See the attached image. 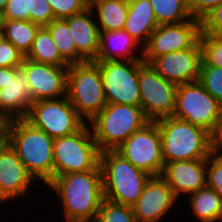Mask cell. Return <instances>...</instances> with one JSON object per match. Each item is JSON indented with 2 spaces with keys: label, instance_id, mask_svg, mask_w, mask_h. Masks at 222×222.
Segmentation results:
<instances>
[{
  "label": "cell",
  "instance_id": "cell-1",
  "mask_svg": "<svg viewBox=\"0 0 222 222\" xmlns=\"http://www.w3.org/2000/svg\"><path fill=\"white\" fill-rule=\"evenodd\" d=\"M46 186L60 200L65 222H94L104 200L103 175L96 169L54 177Z\"/></svg>",
  "mask_w": 222,
  "mask_h": 222
},
{
  "label": "cell",
  "instance_id": "cell-2",
  "mask_svg": "<svg viewBox=\"0 0 222 222\" xmlns=\"http://www.w3.org/2000/svg\"><path fill=\"white\" fill-rule=\"evenodd\" d=\"M53 141L24 118L13 119L8 143L34 179L46 185L54 178Z\"/></svg>",
  "mask_w": 222,
  "mask_h": 222
},
{
  "label": "cell",
  "instance_id": "cell-3",
  "mask_svg": "<svg viewBox=\"0 0 222 222\" xmlns=\"http://www.w3.org/2000/svg\"><path fill=\"white\" fill-rule=\"evenodd\" d=\"M104 199L132 207L142 194L151 175L136 168L115 150L100 154Z\"/></svg>",
  "mask_w": 222,
  "mask_h": 222
},
{
  "label": "cell",
  "instance_id": "cell-4",
  "mask_svg": "<svg viewBox=\"0 0 222 222\" xmlns=\"http://www.w3.org/2000/svg\"><path fill=\"white\" fill-rule=\"evenodd\" d=\"M156 122L161 133L164 164L208 159L212 154L210 134L204 129L173 116Z\"/></svg>",
  "mask_w": 222,
  "mask_h": 222
},
{
  "label": "cell",
  "instance_id": "cell-5",
  "mask_svg": "<svg viewBox=\"0 0 222 222\" xmlns=\"http://www.w3.org/2000/svg\"><path fill=\"white\" fill-rule=\"evenodd\" d=\"M149 120L141 106L107 104L89 123L100 151L115 150Z\"/></svg>",
  "mask_w": 222,
  "mask_h": 222
},
{
  "label": "cell",
  "instance_id": "cell-6",
  "mask_svg": "<svg viewBox=\"0 0 222 222\" xmlns=\"http://www.w3.org/2000/svg\"><path fill=\"white\" fill-rule=\"evenodd\" d=\"M67 98L78 115L88 122L107 105L100 69L95 61L69 65Z\"/></svg>",
  "mask_w": 222,
  "mask_h": 222
},
{
  "label": "cell",
  "instance_id": "cell-7",
  "mask_svg": "<svg viewBox=\"0 0 222 222\" xmlns=\"http://www.w3.org/2000/svg\"><path fill=\"white\" fill-rule=\"evenodd\" d=\"M101 151L87 123L76 133L53 141L54 177L96 169Z\"/></svg>",
  "mask_w": 222,
  "mask_h": 222
},
{
  "label": "cell",
  "instance_id": "cell-8",
  "mask_svg": "<svg viewBox=\"0 0 222 222\" xmlns=\"http://www.w3.org/2000/svg\"><path fill=\"white\" fill-rule=\"evenodd\" d=\"M221 113L222 106L199 81L177 86L173 117L196 125L211 134Z\"/></svg>",
  "mask_w": 222,
  "mask_h": 222
},
{
  "label": "cell",
  "instance_id": "cell-9",
  "mask_svg": "<svg viewBox=\"0 0 222 222\" xmlns=\"http://www.w3.org/2000/svg\"><path fill=\"white\" fill-rule=\"evenodd\" d=\"M24 119L52 139L72 135L86 124L67 96L33 102Z\"/></svg>",
  "mask_w": 222,
  "mask_h": 222
},
{
  "label": "cell",
  "instance_id": "cell-10",
  "mask_svg": "<svg viewBox=\"0 0 222 222\" xmlns=\"http://www.w3.org/2000/svg\"><path fill=\"white\" fill-rule=\"evenodd\" d=\"M100 69L107 104L140 106L139 60L95 61Z\"/></svg>",
  "mask_w": 222,
  "mask_h": 222
},
{
  "label": "cell",
  "instance_id": "cell-11",
  "mask_svg": "<svg viewBox=\"0 0 222 222\" xmlns=\"http://www.w3.org/2000/svg\"><path fill=\"white\" fill-rule=\"evenodd\" d=\"M115 151L151 176H160L163 171L161 133L156 121H149Z\"/></svg>",
  "mask_w": 222,
  "mask_h": 222
},
{
  "label": "cell",
  "instance_id": "cell-12",
  "mask_svg": "<svg viewBox=\"0 0 222 222\" xmlns=\"http://www.w3.org/2000/svg\"><path fill=\"white\" fill-rule=\"evenodd\" d=\"M140 106L149 121L173 116L177 85L165 80L151 64L139 65Z\"/></svg>",
  "mask_w": 222,
  "mask_h": 222
},
{
  "label": "cell",
  "instance_id": "cell-13",
  "mask_svg": "<svg viewBox=\"0 0 222 222\" xmlns=\"http://www.w3.org/2000/svg\"><path fill=\"white\" fill-rule=\"evenodd\" d=\"M201 33V21L194 19L179 24L159 25L143 47L142 60L150 64L155 58L190 48Z\"/></svg>",
  "mask_w": 222,
  "mask_h": 222
},
{
  "label": "cell",
  "instance_id": "cell-14",
  "mask_svg": "<svg viewBox=\"0 0 222 222\" xmlns=\"http://www.w3.org/2000/svg\"><path fill=\"white\" fill-rule=\"evenodd\" d=\"M68 67L39 63L24 58L20 68L26 75L32 103L67 96Z\"/></svg>",
  "mask_w": 222,
  "mask_h": 222
},
{
  "label": "cell",
  "instance_id": "cell-15",
  "mask_svg": "<svg viewBox=\"0 0 222 222\" xmlns=\"http://www.w3.org/2000/svg\"><path fill=\"white\" fill-rule=\"evenodd\" d=\"M150 64L165 80L177 86L198 81L202 64L200 41L185 50L161 55Z\"/></svg>",
  "mask_w": 222,
  "mask_h": 222
},
{
  "label": "cell",
  "instance_id": "cell-16",
  "mask_svg": "<svg viewBox=\"0 0 222 222\" xmlns=\"http://www.w3.org/2000/svg\"><path fill=\"white\" fill-rule=\"evenodd\" d=\"M178 200L161 176H151L132 209L137 222H160Z\"/></svg>",
  "mask_w": 222,
  "mask_h": 222
},
{
  "label": "cell",
  "instance_id": "cell-17",
  "mask_svg": "<svg viewBox=\"0 0 222 222\" xmlns=\"http://www.w3.org/2000/svg\"><path fill=\"white\" fill-rule=\"evenodd\" d=\"M34 177L9 143L0 146V204L25 197Z\"/></svg>",
  "mask_w": 222,
  "mask_h": 222
},
{
  "label": "cell",
  "instance_id": "cell-18",
  "mask_svg": "<svg viewBox=\"0 0 222 222\" xmlns=\"http://www.w3.org/2000/svg\"><path fill=\"white\" fill-rule=\"evenodd\" d=\"M160 176L177 198L182 194L190 195L206 186V159L165 163Z\"/></svg>",
  "mask_w": 222,
  "mask_h": 222
},
{
  "label": "cell",
  "instance_id": "cell-19",
  "mask_svg": "<svg viewBox=\"0 0 222 222\" xmlns=\"http://www.w3.org/2000/svg\"><path fill=\"white\" fill-rule=\"evenodd\" d=\"M31 104V91L24 71L20 67H9V82L0 89V110L12 119H22Z\"/></svg>",
  "mask_w": 222,
  "mask_h": 222
},
{
  "label": "cell",
  "instance_id": "cell-20",
  "mask_svg": "<svg viewBox=\"0 0 222 222\" xmlns=\"http://www.w3.org/2000/svg\"><path fill=\"white\" fill-rule=\"evenodd\" d=\"M94 16L88 7L83 12L64 19L68 23L77 52L86 61H94L99 52L100 30Z\"/></svg>",
  "mask_w": 222,
  "mask_h": 222
},
{
  "label": "cell",
  "instance_id": "cell-21",
  "mask_svg": "<svg viewBox=\"0 0 222 222\" xmlns=\"http://www.w3.org/2000/svg\"><path fill=\"white\" fill-rule=\"evenodd\" d=\"M136 50L143 54V48L125 30L102 31L100 32L99 52L94 61L142 59L143 55H136Z\"/></svg>",
  "mask_w": 222,
  "mask_h": 222
},
{
  "label": "cell",
  "instance_id": "cell-22",
  "mask_svg": "<svg viewBox=\"0 0 222 222\" xmlns=\"http://www.w3.org/2000/svg\"><path fill=\"white\" fill-rule=\"evenodd\" d=\"M149 0H128V14L124 30L143 48L158 27Z\"/></svg>",
  "mask_w": 222,
  "mask_h": 222
},
{
  "label": "cell",
  "instance_id": "cell-23",
  "mask_svg": "<svg viewBox=\"0 0 222 222\" xmlns=\"http://www.w3.org/2000/svg\"><path fill=\"white\" fill-rule=\"evenodd\" d=\"M89 7L97 15L96 22L99 23L100 32L124 30L128 0H92L89 2Z\"/></svg>",
  "mask_w": 222,
  "mask_h": 222
},
{
  "label": "cell",
  "instance_id": "cell-24",
  "mask_svg": "<svg viewBox=\"0 0 222 222\" xmlns=\"http://www.w3.org/2000/svg\"><path fill=\"white\" fill-rule=\"evenodd\" d=\"M188 196L192 212L201 222L222 220V198L213 188L205 186Z\"/></svg>",
  "mask_w": 222,
  "mask_h": 222
},
{
  "label": "cell",
  "instance_id": "cell-25",
  "mask_svg": "<svg viewBox=\"0 0 222 222\" xmlns=\"http://www.w3.org/2000/svg\"><path fill=\"white\" fill-rule=\"evenodd\" d=\"M25 58L54 66H69L61 57L49 30L45 26L38 29L31 49Z\"/></svg>",
  "mask_w": 222,
  "mask_h": 222
},
{
  "label": "cell",
  "instance_id": "cell-26",
  "mask_svg": "<svg viewBox=\"0 0 222 222\" xmlns=\"http://www.w3.org/2000/svg\"><path fill=\"white\" fill-rule=\"evenodd\" d=\"M52 37L61 57L70 65L86 62V60L77 52L68 23L64 19H54L45 26Z\"/></svg>",
  "mask_w": 222,
  "mask_h": 222
},
{
  "label": "cell",
  "instance_id": "cell-27",
  "mask_svg": "<svg viewBox=\"0 0 222 222\" xmlns=\"http://www.w3.org/2000/svg\"><path fill=\"white\" fill-rule=\"evenodd\" d=\"M40 27L31 21L3 20L6 40L12 43L24 56L29 53Z\"/></svg>",
  "mask_w": 222,
  "mask_h": 222
},
{
  "label": "cell",
  "instance_id": "cell-28",
  "mask_svg": "<svg viewBox=\"0 0 222 222\" xmlns=\"http://www.w3.org/2000/svg\"><path fill=\"white\" fill-rule=\"evenodd\" d=\"M158 25L179 24L192 18L187 0H149Z\"/></svg>",
  "mask_w": 222,
  "mask_h": 222
},
{
  "label": "cell",
  "instance_id": "cell-29",
  "mask_svg": "<svg viewBox=\"0 0 222 222\" xmlns=\"http://www.w3.org/2000/svg\"><path fill=\"white\" fill-rule=\"evenodd\" d=\"M94 222H137V220L132 207L104 199Z\"/></svg>",
  "mask_w": 222,
  "mask_h": 222
},
{
  "label": "cell",
  "instance_id": "cell-30",
  "mask_svg": "<svg viewBox=\"0 0 222 222\" xmlns=\"http://www.w3.org/2000/svg\"><path fill=\"white\" fill-rule=\"evenodd\" d=\"M199 41L202 48L201 66L222 68V39L200 33Z\"/></svg>",
  "mask_w": 222,
  "mask_h": 222
},
{
  "label": "cell",
  "instance_id": "cell-31",
  "mask_svg": "<svg viewBox=\"0 0 222 222\" xmlns=\"http://www.w3.org/2000/svg\"><path fill=\"white\" fill-rule=\"evenodd\" d=\"M198 81L222 106V68L201 66Z\"/></svg>",
  "mask_w": 222,
  "mask_h": 222
},
{
  "label": "cell",
  "instance_id": "cell-32",
  "mask_svg": "<svg viewBox=\"0 0 222 222\" xmlns=\"http://www.w3.org/2000/svg\"><path fill=\"white\" fill-rule=\"evenodd\" d=\"M3 20H23L33 23V0H9L2 11Z\"/></svg>",
  "mask_w": 222,
  "mask_h": 222
},
{
  "label": "cell",
  "instance_id": "cell-33",
  "mask_svg": "<svg viewBox=\"0 0 222 222\" xmlns=\"http://www.w3.org/2000/svg\"><path fill=\"white\" fill-rule=\"evenodd\" d=\"M54 13V19H65L83 12L89 7L88 0H47Z\"/></svg>",
  "mask_w": 222,
  "mask_h": 222
},
{
  "label": "cell",
  "instance_id": "cell-34",
  "mask_svg": "<svg viewBox=\"0 0 222 222\" xmlns=\"http://www.w3.org/2000/svg\"><path fill=\"white\" fill-rule=\"evenodd\" d=\"M206 186L222 198V155L211 154L206 159Z\"/></svg>",
  "mask_w": 222,
  "mask_h": 222
},
{
  "label": "cell",
  "instance_id": "cell-35",
  "mask_svg": "<svg viewBox=\"0 0 222 222\" xmlns=\"http://www.w3.org/2000/svg\"><path fill=\"white\" fill-rule=\"evenodd\" d=\"M201 33L222 39V3L201 20Z\"/></svg>",
  "mask_w": 222,
  "mask_h": 222
},
{
  "label": "cell",
  "instance_id": "cell-36",
  "mask_svg": "<svg viewBox=\"0 0 222 222\" xmlns=\"http://www.w3.org/2000/svg\"><path fill=\"white\" fill-rule=\"evenodd\" d=\"M25 56L8 40L0 45V67H20Z\"/></svg>",
  "mask_w": 222,
  "mask_h": 222
},
{
  "label": "cell",
  "instance_id": "cell-37",
  "mask_svg": "<svg viewBox=\"0 0 222 222\" xmlns=\"http://www.w3.org/2000/svg\"><path fill=\"white\" fill-rule=\"evenodd\" d=\"M54 20V13L47 0H33V23L43 27Z\"/></svg>",
  "mask_w": 222,
  "mask_h": 222
},
{
  "label": "cell",
  "instance_id": "cell-38",
  "mask_svg": "<svg viewBox=\"0 0 222 222\" xmlns=\"http://www.w3.org/2000/svg\"><path fill=\"white\" fill-rule=\"evenodd\" d=\"M220 3L222 0H187L191 16L200 21Z\"/></svg>",
  "mask_w": 222,
  "mask_h": 222
},
{
  "label": "cell",
  "instance_id": "cell-39",
  "mask_svg": "<svg viewBox=\"0 0 222 222\" xmlns=\"http://www.w3.org/2000/svg\"><path fill=\"white\" fill-rule=\"evenodd\" d=\"M210 138L212 154L222 155V113L214 127V131L210 134Z\"/></svg>",
  "mask_w": 222,
  "mask_h": 222
},
{
  "label": "cell",
  "instance_id": "cell-40",
  "mask_svg": "<svg viewBox=\"0 0 222 222\" xmlns=\"http://www.w3.org/2000/svg\"><path fill=\"white\" fill-rule=\"evenodd\" d=\"M13 119L0 110V144H7Z\"/></svg>",
  "mask_w": 222,
  "mask_h": 222
},
{
  "label": "cell",
  "instance_id": "cell-41",
  "mask_svg": "<svg viewBox=\"0 0 222 222\" xmlns=\"http://www.w3.org/2000/svg\"><path fill=\"white\" fill-rule=\"evenodd\" d=\"M9 82V67H0V89Z\"/></svg>",
  "mask_w": 222,
  "mask_h": 222
},
{
  "label": "cell",
  "instance_id": "cell-42",
  "mask_svg": "<svg viewBox=\"0 0 222 222\" xmlns=\"http://www.w3.org/2000/svg\"><path fill=\"white\" fill-rule=\"evenodd\" d=\"M9 0H0V11L2 12L8 3Z\"/></svg>",
  "mask_w": 222,
  "mask_h": 222
},
{
  "label": "cell",
  "instance_id": "cell-43",
  "mask_svg": "<svg viewBox=\"0 0 222 222\" xmlns=\"http://www.w3.org/2000/svg\"><path fill=\"white\" fill-rule=\"evenodd\" d=\"M5 34H4V30L3 27L0 29V45L1 43L5 40Z\"/></svg>",
  "mask_w": 222,
  "mask_h": 222
},
{
  "label": "cell",
  "instance_id": "cell-44",
  "mask_svg": "<svg viewBox=\"0 0 222 222\" xmlns=\"http://www.w3.org/2000/svg\"><path fill=\"white\" fill-rule=\"evenodd\" d=\"M3 27V16L2 12L0 11V29Z\"/></svg>",
  "mask_w": 222,
  "mask_h": 222
}]
</instances>
